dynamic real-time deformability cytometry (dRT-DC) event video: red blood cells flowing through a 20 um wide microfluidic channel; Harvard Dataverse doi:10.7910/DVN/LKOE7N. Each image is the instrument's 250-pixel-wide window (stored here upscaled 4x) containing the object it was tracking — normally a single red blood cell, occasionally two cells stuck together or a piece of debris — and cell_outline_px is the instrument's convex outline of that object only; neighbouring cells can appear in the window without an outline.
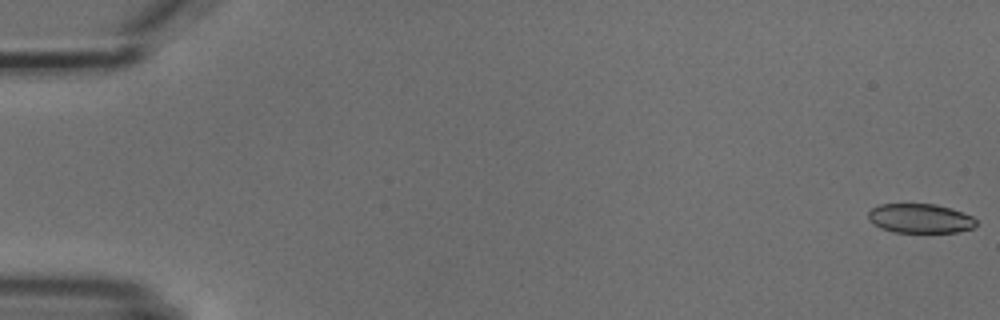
{"species": "common noctule bat (a hibernating species)", "species_latin": "Nyctalus noctula", "temperature_condition": "cold", "stored_images_in_passage": 6, "segment_of_instrument_passage": [1, 2], "camera_frame_rate_fps": 3000, "um_per_image_px": 0.085, "animal": {"sex": "male", "body_mass_g": 18.8}, "frame": {"image": 1, "passage_image": 1, "time_ms": 0.0, "image_size_px": [1000, 320], "cell_outline_px": [[976, 224], [972, 228], [956, 232], [892, 232], [880, 228], [872, 224], [868, 220], [868, 212], [872, 208], [880, 204], [936, 204], [952, 208], [972, 216], [976, 220]], "centroid_in_image_um": [78.18, 18.56], "position_along_channel_um": 6.8, "area_um2": 18.55}}